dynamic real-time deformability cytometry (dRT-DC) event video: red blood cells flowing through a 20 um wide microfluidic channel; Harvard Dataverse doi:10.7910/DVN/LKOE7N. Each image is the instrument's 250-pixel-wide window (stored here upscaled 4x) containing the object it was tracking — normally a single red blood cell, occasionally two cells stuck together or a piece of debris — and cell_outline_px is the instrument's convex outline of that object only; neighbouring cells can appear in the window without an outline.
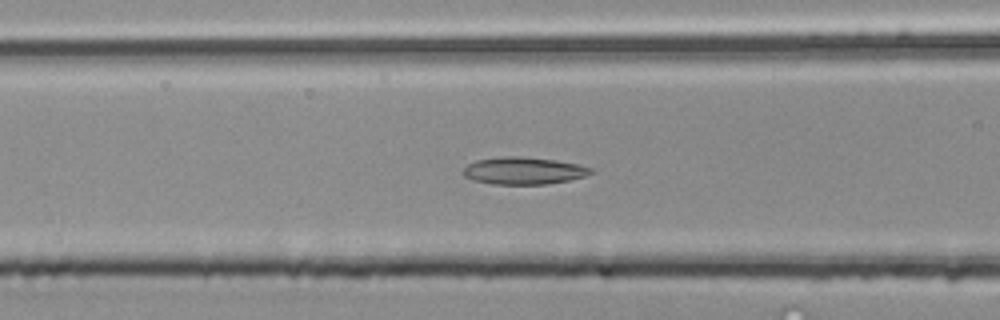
{"species": "common noctule bat (a hibernating species)", "species_latin": "Nyctalus noctula", "temperature_condition": "room temperature", "stored_images_in_passage": 40, "camera_frame_rate_fps": 3000, "um_per_image_px": 0.085, "animal": {"sex": "male", "body_mass_g": 20.4}, "frame": {"image": 1, "passage_image": 14, "time_ms": 4.333, "image_size_px": [1000, 320], "cell_outline_px": [[592, 172], [584, 176], [568, 180], [544, 184], [492, 184], [472, 180], [464, 176], [464, 168], [468, 164], [476, 160], [504, 156], [520, 156], [556, 160], [576, 164], [592, 168]], "centroid_in_image_um": [44.47, 14.51], "position_along_channel_um": 122.1, "area_um2": 20.06}}
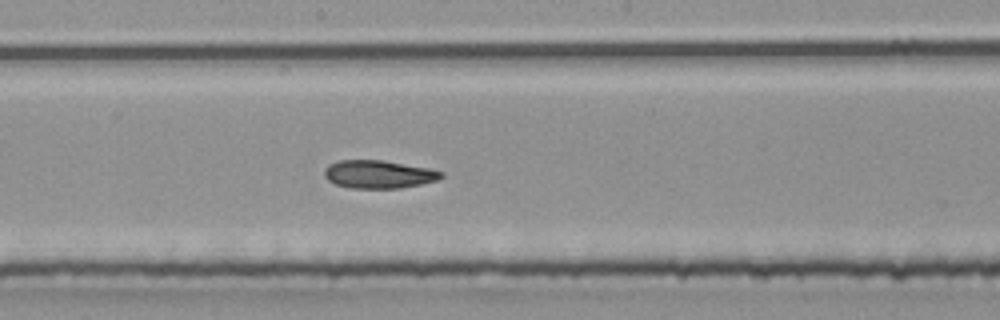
{"frame": {"image": 2, "passage_image": 21, "time_ms": 6.667, "image_size_px": [1000, 320], "cell_outline_px": [[444, 176], [440, 180], [400, 188], [348, 188], [336, 184], [328, 180], [324, 176], [324, 168], [328, 164], [340, 160], [380, 160], [428, 168], [444, 172]], "centroid_in_image_um": [32.18, 14.82], "position_along_channel_um": 216.0, "area_um2": 19.13}}
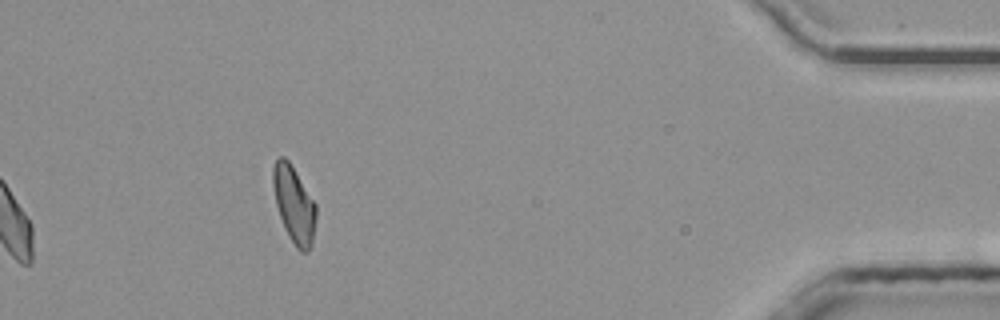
{"frame": {"image": 3, "passage_image": 40, "time_ms": 13.0, "image_size_px": [1000, 320], "cell_outline_px": [[316, 216], [312, 244], [308, 252], [300, 252], [296, 248], [284, 228], [276, 204], [272, 184], [272, 168], [276, 160], [280, 156], [284, 156], [288, 160], [316, 204]], "centroid_in_image_um": [24.98, 17.39], "position_along_channel_um": 410.2, "area_um2": 19.13}, "authors_computed_cell_mechanics": {"area_um2": 19.3052, "velocity_mm_per_s": 4.0201, "shape_relaxation_time_tau1_ms": null, "shape_relaxation_time_tau2_ms": 8.4423, "deformation_change_tau1": null, "deformation_change_tau2": 0.1765}}